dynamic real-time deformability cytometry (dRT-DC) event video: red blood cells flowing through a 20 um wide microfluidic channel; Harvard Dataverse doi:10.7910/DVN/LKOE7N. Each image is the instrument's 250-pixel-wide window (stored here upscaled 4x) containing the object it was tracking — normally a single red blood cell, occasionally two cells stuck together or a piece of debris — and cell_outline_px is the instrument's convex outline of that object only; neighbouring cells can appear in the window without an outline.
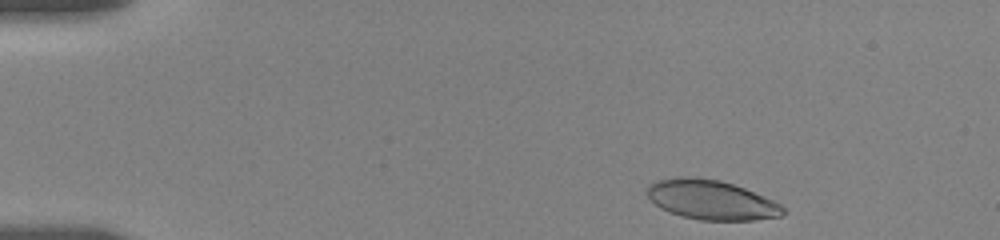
{"species": "human", "species_latin": "Homo sapiens", "temperature_condition": "room temperature", "stored_images_in_passage": 41, "camera_frame_rate_fps": 3000, "um_per_image_px": 0.085, "donor": {"sex": "female"}, "frame": {"image": 1, "passage_image": 1, "time_ms": 0.0, "image_size_px": [1000, 240], "cell_outline_px": [[784, 216], [756, 220], [700, 220], [684, 216], [660, 208], [648, 196], [648, 184], [656, 180], [676, 176], [688, 176], [720, 180], [744, 188], [764, 196], [780, 204], [784, 208]], "centroid_in_image_um": [60.47, 16.98], "position_along_channel_um": 24.5, "area_um2": 31.21}}
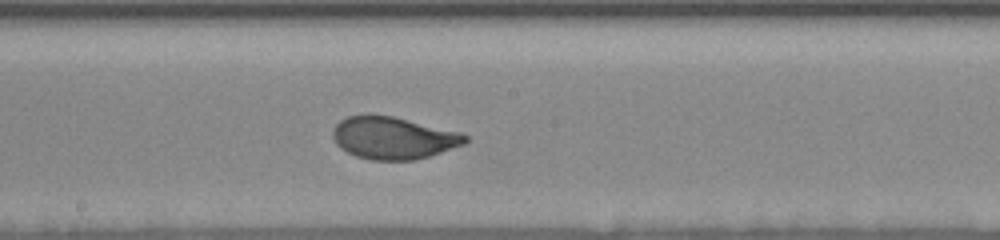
{"frame": {"image": 2, "passage_image": 24, "time_ms": 7.667, "image_size_px": [1000, 240], "cell_outline_px": [[468, 140], [464, 144], [428, 156], [412, 160], [372, 160], [356, 156], [340, 148], [336, 144], [332, 136], [332, 128], [340, 120], [348, 116], [368, 112], [392, 116], [460, 132], [468, 136]], "centroid_in_image_um": [33.37, 11.7], "position_along_channel_um": 214.8, "area_um2": 32.83}}
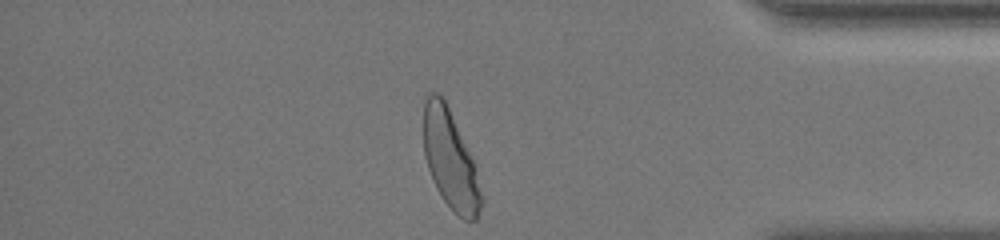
{"frame": {"image": 3, "passage_image": 41, "time_ms": 13.333, "image_size_px": [1000, 240], "cell_outline_px": [[484, 200], [476, 220], [464, 220], [444, 200], [436, 188], [432, 180], [424, 156], [424, 104], [428, 92], [436, 92], [444, 100], [448, 108], [476, 168]], "centroid_in_image_um": [38.27, 13.62], "position_along_channel_um": 396.9, "area_um2": 32.54}, "authors_computed_cell_mechanics": {"area_um2": 32.5992, "velocity_mm_per_s": 3.6185, "shape_relaxation_time_tau1_ms": 3.6937, "shape_relaxation_time_tau2_ms": null, "deformation_change_tau1": 0.1817, "deformation_change_tau2": null}}